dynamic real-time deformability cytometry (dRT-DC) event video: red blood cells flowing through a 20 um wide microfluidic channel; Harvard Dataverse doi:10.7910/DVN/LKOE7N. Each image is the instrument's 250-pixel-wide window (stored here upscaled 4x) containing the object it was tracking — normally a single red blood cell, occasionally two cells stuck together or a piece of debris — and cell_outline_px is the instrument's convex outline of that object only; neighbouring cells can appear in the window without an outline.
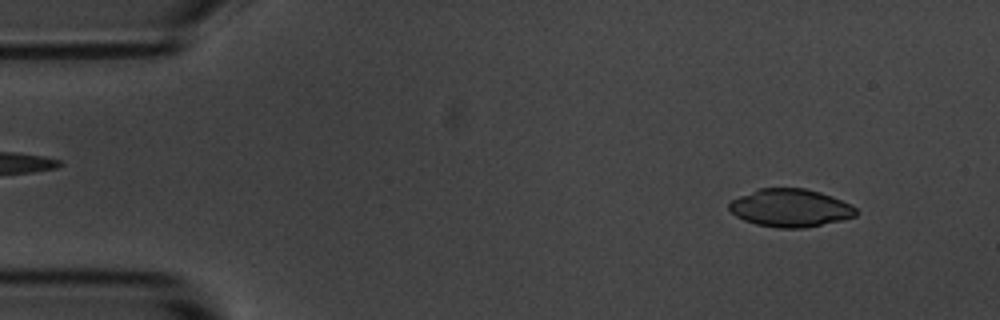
{"species": "common noctule bat (a hibernating species)", "species_latin": "Nyctalus noctula", "temperature_condition": "room temperature", "stored_images_in_passage": 5, "camera_frame_rate_fps": 3000, "um_per_image_px": 0.085, "animal": {"sex": "male", "body_mass_g": 20.1, "forearm_length_mm": 53.5}, "frame": {"image": 1, "passage_image": 2, "time_ms": 1.0, "image_size_px": [1000, 320], "cell_outline_px": [[860, 212], [856, 216], [840, 220], [804, 228], [776, 228], [756, 224], [744, 220], [736, 216], [728, 208], [728, 204], [732, 200], [740, 196], [760, 188], [804, 188], [820, 192], [832, 196], [856, 208]], "centroid_in_image_um": [67.17, 17.68], "position_along_channel_um": 17.8, "area_um2": 27.86}}